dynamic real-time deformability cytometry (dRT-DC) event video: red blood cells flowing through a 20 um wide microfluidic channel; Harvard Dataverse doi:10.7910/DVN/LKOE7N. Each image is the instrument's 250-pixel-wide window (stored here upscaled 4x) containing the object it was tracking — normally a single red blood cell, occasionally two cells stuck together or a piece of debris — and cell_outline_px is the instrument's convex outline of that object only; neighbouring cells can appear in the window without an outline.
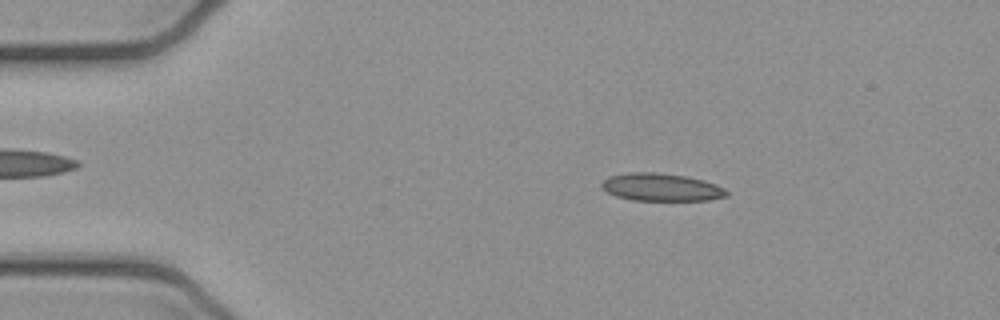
{"species": "common noctule bat (a hibernating species)", "species_latin": "Nyctalus noctula", "temperature_condition": "cold", "stored_images_in_passage": 5, "camera_frame_rate_fps": 3000, "um_per_image_px": 0.085, "animal": {"sex": "female", "body_mass_g": 21.9}, "frame": {"image": 1, "passage_image": 2, "time_ms": 0.333, "image_size_px": [1000, 320], "cell_outline_px": [[728, 196], [708, 200], [632, 200], [616, 196], [600, 188], [600, 184], [608, 176], [628, 172], [656, 172], [688, 176], [704, 180], [716, 184], [724, 188], [728, 192]], "centroid_in_image_um": [56.2, 15.9], "position_along_channel_um": 28.8, "area_um2": 20.35}}
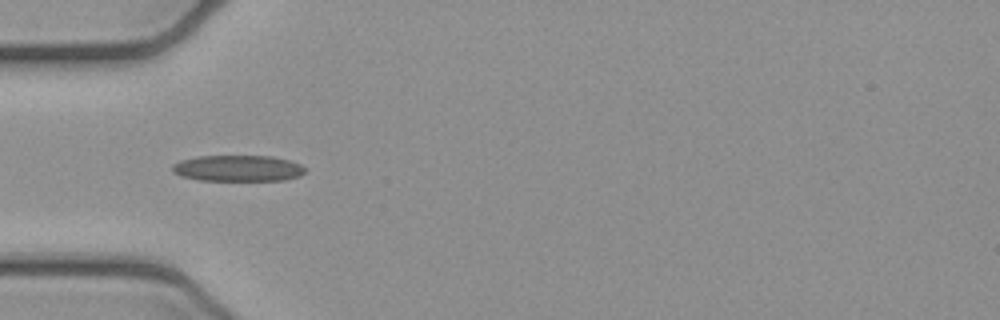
{"frame": {"image": 2, "passage_image": 4, "time_ms": 1.0, "image_size_px": [1000, 320], "cell_outline_px": [[304, 172], [300, 176], [284, 180], [200, 180], [180, 176], [172, 172], [172, 164], [180, 160], [196, 156], [272, 156], [288, 160], [300, 164], [304, 168]], "centroid_in_image_um": [20.18, 14.3], "position_along_channel_um": 64.8, "area_um2": 20.23}}
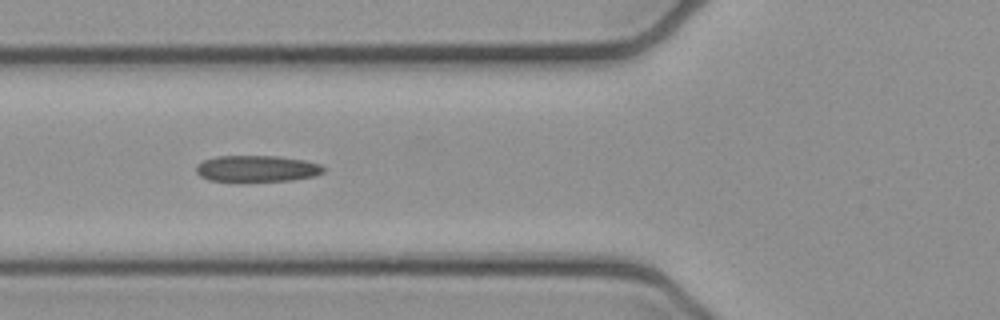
{"frame": {"image": 3, "passage_image": 5, "time_ms": 1.333, "image_size_px": [1000, 320], "cell_outline_px": [[324, 172], [316, 176], [292, 180], [208, 180], [200, 176], [196, 172], [196, 164], [204, 160], [216, 156], [280, 156], [304, 160], [320, 164], [324, 168]], "centroid_in_image_um": [21.85, 14.31], "position_along_channel_um": 104.0, "area_um2": 19.36}}